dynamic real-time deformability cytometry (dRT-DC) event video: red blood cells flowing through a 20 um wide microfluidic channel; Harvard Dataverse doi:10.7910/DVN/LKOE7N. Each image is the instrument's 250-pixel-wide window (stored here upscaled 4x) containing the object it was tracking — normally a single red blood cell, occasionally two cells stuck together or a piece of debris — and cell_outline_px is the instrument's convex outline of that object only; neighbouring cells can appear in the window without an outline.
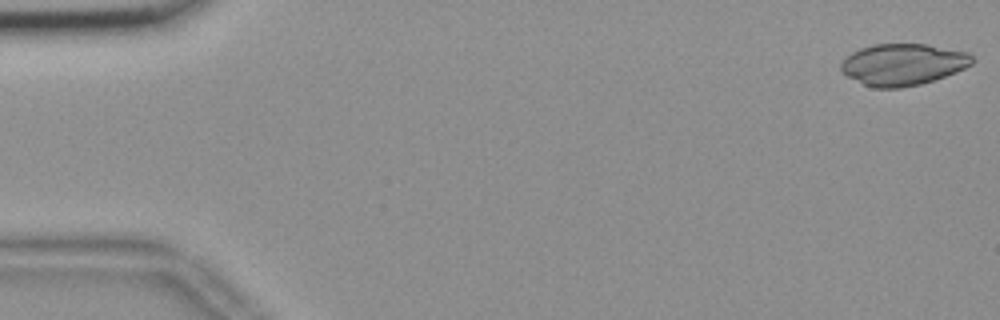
{"species": "common noctule bat (a hibernating species)", "species_latin": "Nyctalus noctula", "temperature_condition": "room temperature", "stored_images_in_passage": 35, "camera_frame_rate_fps": 3000, "um_per_image_px": 0.085, "animal": {"sex": "female", "body_mass_g": 18.4}, "frame": {"image": 1, "passage_image": 1, "time_ms": 0.0, "image_size_px": [1000, 320], "cell_outline_px": [[976, 60], [972, 64], [956, 72], [920, 84], [900, 88], [872, 88], [848, 76], [840, 68], [840, 64], [852, 52], [860, 48], [872, 44], [928, 44], [968, 52]], "centroid_in_image_um": [76.77, 5.47], "position_along_channel_um": 8.2, "area_um2": 31.73}}